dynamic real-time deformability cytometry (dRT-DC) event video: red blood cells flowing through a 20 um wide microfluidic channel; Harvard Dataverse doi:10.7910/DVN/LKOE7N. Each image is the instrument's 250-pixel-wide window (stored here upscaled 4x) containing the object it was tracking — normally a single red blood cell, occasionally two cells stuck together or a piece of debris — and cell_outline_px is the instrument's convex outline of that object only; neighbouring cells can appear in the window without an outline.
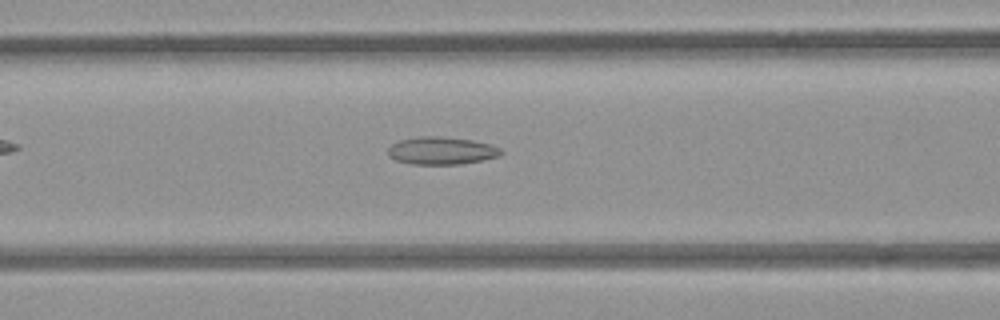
{"species": "common noctule bat (a hibernating species)", "species_latin": "Nyctalus noctula", "temperature_condition": "room temperature", "stored_images_in_passage": 42, "camera_frame_rate_fps": 3000, "um_per_image_px": 0.085, "animal": {"sex": "female", "body_mass_g": 21.9}, "frame": {"image": 1, "passage_image": 12, "time_ms": 3.667, "image_size_px": [1000, 320], "cell_outline_px": [[504, 152], [496, 156], [480, 160], [460, 164], [412, 164], [396, 160], [388, 156], [388, 148], [392, 144], [400, 140], [420, 136], [440, 136], [472, 140], [492, 144], [500, 148]], "centroid_in_image_um": [37.51, 12.8], "position_along_channel_um": 129.1, "area_um2": 18.09}}
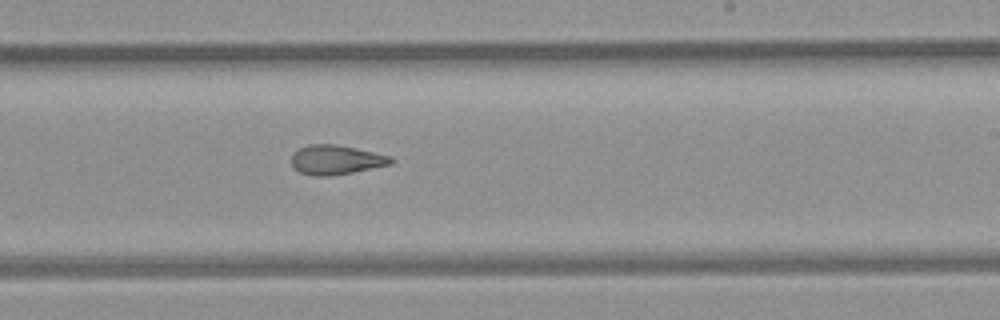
{"frame": {"image": 2, "passage_image": 22, "time_ms": 7.0, "image_size_px": [1000, 320], "cell_outline_px": [[396, 160], [392, 164], [332, 176], [312, 176], [300, 172], [292, 168], [292, 156], [300, 148], [312, 144], [336, 144], [392, 156]], "centroid_in_image_um": [28.58, 13.59], "position_along_channel_um": 260.4, "area_um2": 17.05}}
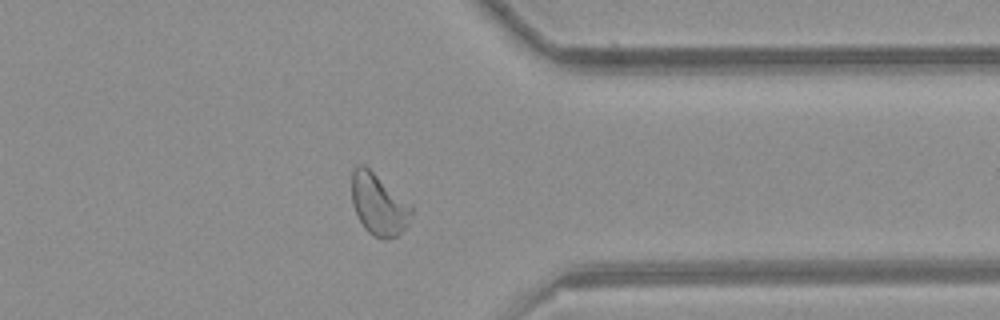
{"frame": {"image": 3, "passage_image": 31, "time_ms": 10.0, "image_size_px": [1000, 320], "cell_outline_px": [[412, 212], [408, 224], [396, 236], [384, 240], [372, 236], [364, 228], [356, 216], [352, 204], [352, 172], [356, 164], [364, 164], [412, 204]], "centroid_in_image_um": [32.17, 17.37], "position_along_channel_um": 379.2, "area_um2": 21.68}, "authors_computed_cell_mechanics": {"area_um2": 20.519, "velocity_mm_per_s": 3.9628, "shape_relaxation_time_tau1_ms": null, "shape_relaxation_time_tau2_ms": 2.0646, "deformation_change_tau1": null, "deformation_change_tau2": 0.0921}}